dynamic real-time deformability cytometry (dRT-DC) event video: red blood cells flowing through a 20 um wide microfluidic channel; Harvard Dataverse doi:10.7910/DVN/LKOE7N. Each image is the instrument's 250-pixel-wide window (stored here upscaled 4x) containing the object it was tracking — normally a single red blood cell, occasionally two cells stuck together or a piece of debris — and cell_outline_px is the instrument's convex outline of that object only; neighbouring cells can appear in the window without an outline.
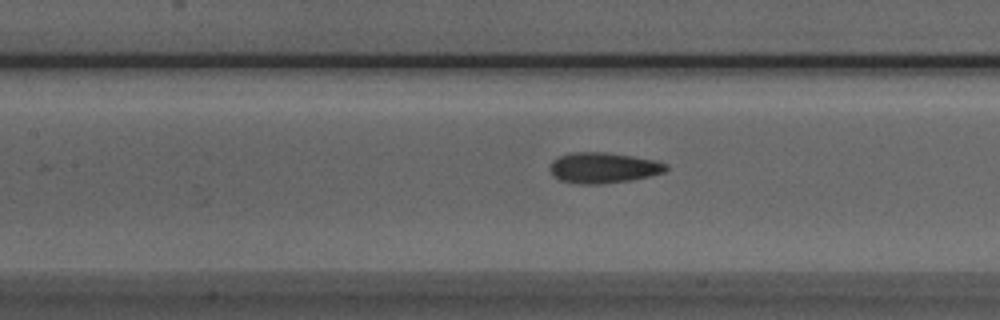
{"species": "Egyptian fruit bat (a non-hibernating species)", "species_latin": "Rousettus aegyptiacus", "temperature_condition": "room temperature", "stored_images_in_passage": 25, "camera_frame_rate_fps": 3000, "um_per_image_px": 0.085, "animal": {"sex": "male"}, "frame": {"image": 1, "passage_image": 17, "time_ms": 5.333, "image_size_px": [1000, 320], "cell_outline_px": [[668, 168], [664, 172], [632, 180], [600, 184], [580, 184], [560, 180], [552, 176], [548, 168], [552, 160], [568, 152], [604, 152], [632, 156], [656, 160], [668, 164]], "centroid_in_image_um": [51.25, 14.26], "position_along_channel_um": 156.2, "area_um2": 20.92}}
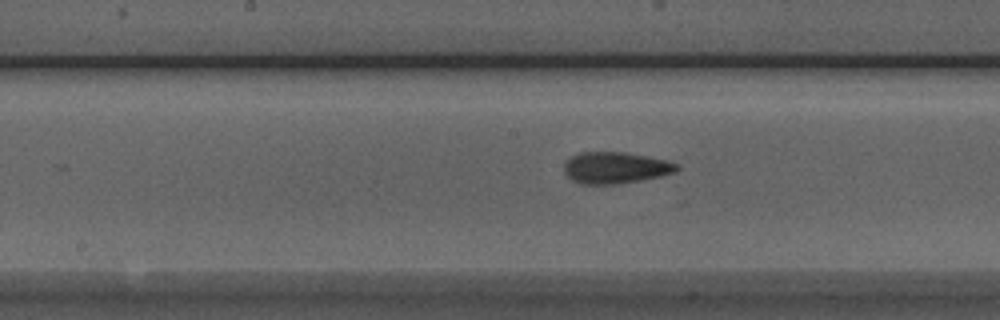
{"frame": {"image": 2, "passage_image": 20, "time_ms": 6.333, "image_size_px": [1000, 320], "cell_outline_px": [[680, 168], [676, 172], [660, 176], [620, 184], [580, 184], [572, 180], [564, 172], [564, 160], [580, 152], [624, 152], [664, 160], [676, 164]], "centroid_in_image_um": [52.26, 14.26], "position_along_channel_um": 195.9, "area_um2": 20.63}}
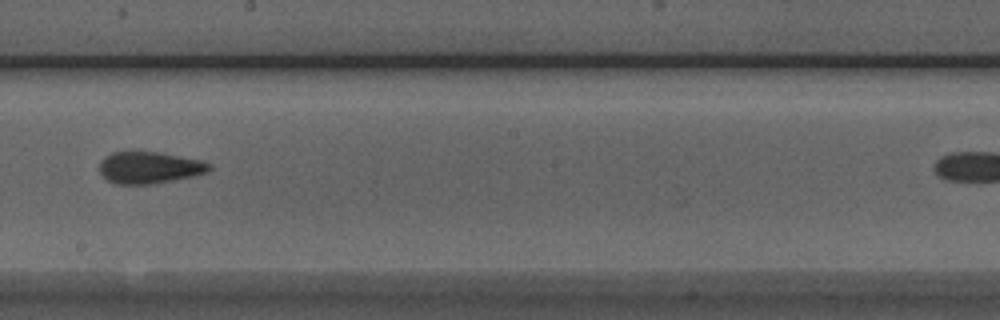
{"frame": {"image": 3, "passage_image": 23, "time_ms": 7.333, "image_size_px": [1000, 320], "cell_outline_px": [[212, 168], [208, 172], [192, 176], [152, 184], [116, 184], [108, 180], [100, 172], [100, 160], [104, 156], [112, 152], [132, 148], [180, 156], [200, 160], [212, 164]], "centroid_in_image_um": [12.65, 14.2], "position_along_channel_um": 235.5, "area_um2": 20.87}}